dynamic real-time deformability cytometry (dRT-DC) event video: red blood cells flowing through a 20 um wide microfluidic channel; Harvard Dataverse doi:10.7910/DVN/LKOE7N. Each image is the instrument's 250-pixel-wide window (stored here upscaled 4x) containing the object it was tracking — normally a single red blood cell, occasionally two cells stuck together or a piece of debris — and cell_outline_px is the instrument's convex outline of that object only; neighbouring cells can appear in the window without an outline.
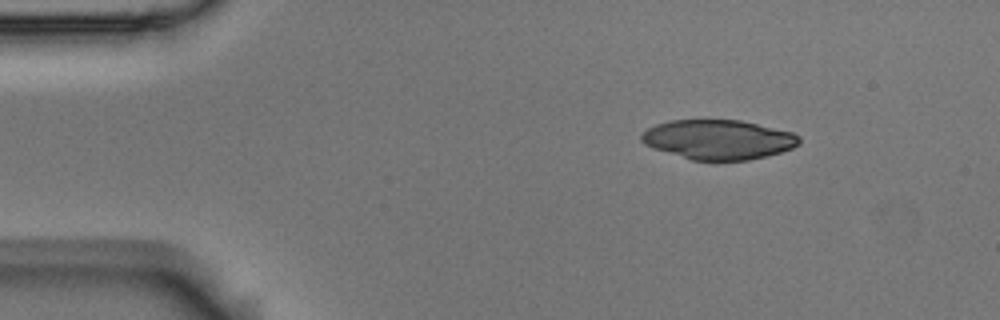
{"species": "Egyptian fruit bat (a non-hibernating species)", "species_latin": "Rousettus aegyptiacus", "temperature_condition": "room temperature", "stored_images_in_passage": 3, "camera_frame_rate_fps": 3000, "um_per_image_px": 0.085, "animal": {"sex": "male"}, "frame": {"image": 1, "passage_image": 2, "time_ms": 0.333, "image_size_px": [1000, 320], "cell_outline_px": [[800, 144], [792, 148], [780, 152], [748, 160], [692, 160], [652, 148], [644, 144], [640, 140], [640, 136], [648, 128], [656, 124], [672, 120], [740, 120], [792, 132], [800, 136]], "centroid_in_image_um": [61.05, 11.86], "position_along_channel_um": 24.0, "area_um2": 36.24}}